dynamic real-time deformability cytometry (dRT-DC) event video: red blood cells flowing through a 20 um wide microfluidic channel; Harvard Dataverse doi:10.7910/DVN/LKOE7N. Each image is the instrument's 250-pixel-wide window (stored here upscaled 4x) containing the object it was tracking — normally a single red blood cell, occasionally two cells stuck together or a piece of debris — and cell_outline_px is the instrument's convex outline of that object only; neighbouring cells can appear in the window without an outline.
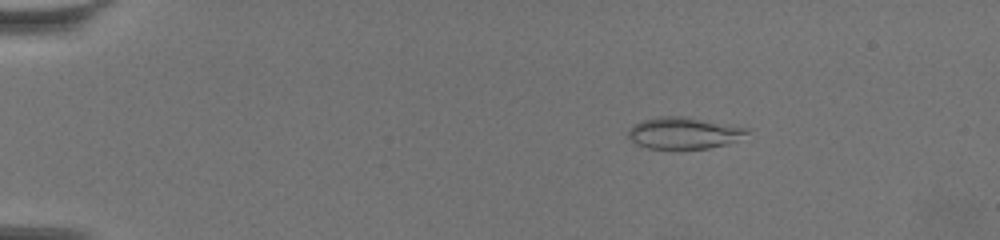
{"species": "common noctule bat (a hibernating species)", "species_latin": "Nyctalus noctula", "temperature_condition": "warm", "stored_images_in_passage": 62, "camera_frame_rate_fps": 3000, "um_per_image_px": 0.085, "animal": {"sex": "female", "body_mass_g": 19.5, "forearm_length_mm": 54.1}, "frame": {"image": 1, "passage_image": 11, "time_ms": 3.333, "image_size_px": [1000, 240], "cell_outline_px": [[748, 132], [736, 140], [728, 144], [708, 148], [680, 152], [676, 152], [648, 148], [636, 144], [628, 136], [628, 132], [632, 124], [644, 120], [660, 116], [684, 116], [748, 128]], "centroid_in_image_um": [58.07, 11.36], "position_along_channel_um": 26.9, "area_um2": 22.48}}
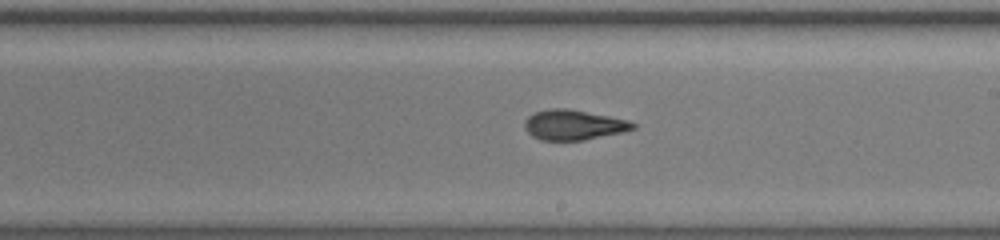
{"frame": {"image": 2, "passage_image": 38, "time_ms": 12.333, "image_size_px": [1000, 240], "cell_outline_px": [[636, 128], [624, 132], [584, 140], [540, 140], [532, 136], [524, 128], [524, 120], [528, 116], [536, 112], [548, 108], [568, 108], [628, 120], [636, 124]], "centroid_in_image_um": [48.74, 10.61], "position_along_channel_um": 240.3, "area_um2": 19.07}}
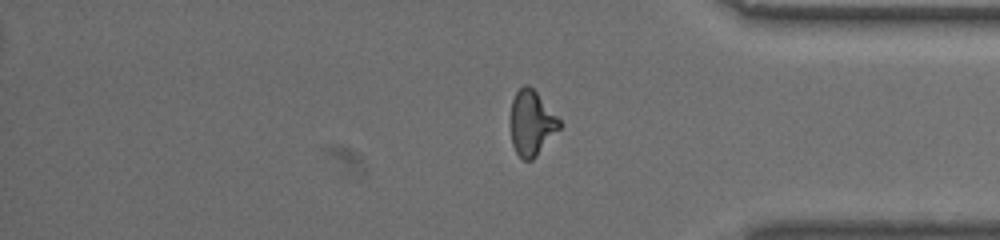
{"frame": {"image": 3, "passage_image": 52, "time_ms": 17.0, "image_size_px": [1000, 240], "cell_outline_px": [[560, 128], [536, 156], [532, 160], [524, 160], [516, 152], [512, 144], [512, 100], [516, 92], [524, 84], [528, 84], [536, 92], [560, 120]], "centroid_in_image_um": [45.19, 10.46], "position_along_channel_um": 390.0, "area_um2": 17.98}, "authors_computed_cell_mechanics": {"area_um2": 19.0162, "velocity_mm_per_s": 3.4388, "shape_relaxation_time_tau1_ms": 9.154, "shape_relaxation_time_tau2_ms": 1.9604, "deformation_change_tau1": 0.2684, "deformation_change_tau2": 0.092}}